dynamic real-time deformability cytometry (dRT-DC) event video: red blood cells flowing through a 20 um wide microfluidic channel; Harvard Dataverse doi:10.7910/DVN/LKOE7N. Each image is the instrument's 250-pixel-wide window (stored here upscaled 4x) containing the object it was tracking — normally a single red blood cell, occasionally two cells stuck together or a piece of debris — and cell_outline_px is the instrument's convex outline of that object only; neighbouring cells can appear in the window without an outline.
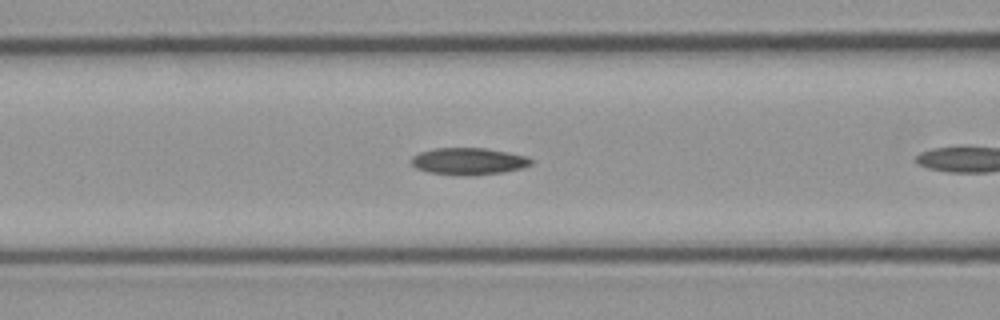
{"species": "common noctule bat (a hibernating species)", "species_latin": "Nyctalus noctula", "temperature_condition": "cold", "stored_images_in_passage": 10, "camera_frame_rate_fps": 3000, "um_per_image_px": 0.085, "animal": {"sex": "male", "body_mass_g": 23.1, "forearm_length_mm": 52.7}, "frame": {"image": 1, "passage_image": 9, "time_ms": 2.667, "image_size_px": [1000, 320], "cell_outline_px": [[532, 164], [524, 168], [504, 172], [472, 176], [464, 176], [428, 172], [416, 168], [408, 160], [412, 156], [420, 152], [436, 148], [484, 148], [508, 152], [528, 156], [532, 160]], "centroid_in_image_um": [39.83, 13.71], "position_along_channel_um": 126.8, "area_um2": 19.07}}